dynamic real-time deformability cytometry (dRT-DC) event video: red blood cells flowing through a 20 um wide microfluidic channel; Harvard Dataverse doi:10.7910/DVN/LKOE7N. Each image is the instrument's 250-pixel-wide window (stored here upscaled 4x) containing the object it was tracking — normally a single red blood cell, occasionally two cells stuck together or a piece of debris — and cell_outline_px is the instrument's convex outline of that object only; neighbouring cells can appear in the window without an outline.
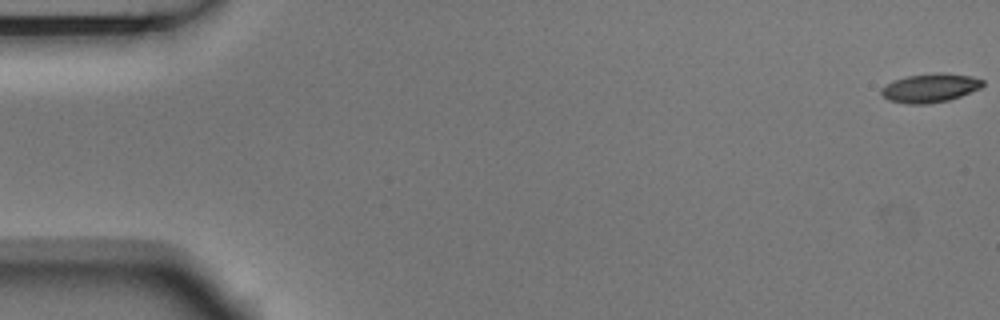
{"species": "Egyptian fruit bat (a non-hibernating species)", "species_latin": "Rousettus aegyptiacus", "temperature_condition": "room temperature", "stored_images_in_passage": 6, "camera_frame_rate_fps": 3000, "um_per_image_px": 0.085, "animal": {"sex": "male"}, "frame": {"image": 1, "passage_image": 1, "time_ms": 0.0, "image_size_px": [1000, 320], "cell_outline_px": [[984, 84], [980, 88], [960, 96], [948, 100], [924, 104], [908, 104], [888, 100], [880, 92], [880, 88], [892, 80], [908, 76], [936, 72], [944, 72], [972, 76], [984, 80]], "centroid_in_image_um": [79.05, 7.46], "position_along_channel_um": 6.0, "area_um2": 17.11}}
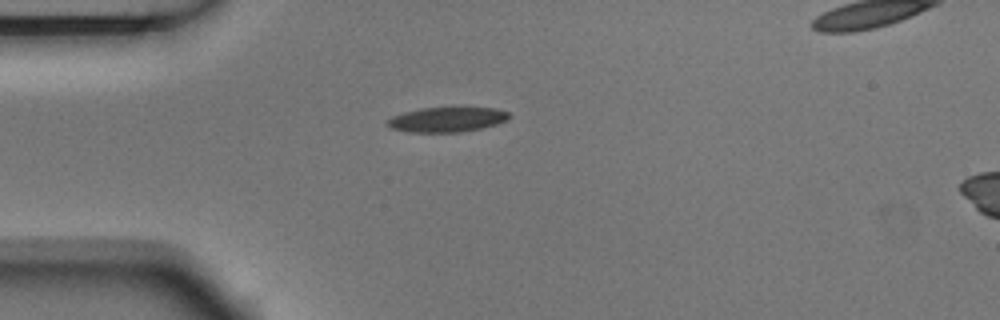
{"frame": {"image": 2, "passage_image": 5, "time_ms": 1.333, "image_size_px": [1000, 320], "cell_outline_px": [[512, 116], [496, 124], [480, 128], [460, 132], [408, 132], [388, 128], [384, 124], [392, 116], [404, 112], [420, 108], [452, 104], [460, 104], [496, 108], [508, 112]], "centroid_in_image_um": [37.99, 10.09], "position_along_channel_um": 47.0, "area_um2": 18.79}}